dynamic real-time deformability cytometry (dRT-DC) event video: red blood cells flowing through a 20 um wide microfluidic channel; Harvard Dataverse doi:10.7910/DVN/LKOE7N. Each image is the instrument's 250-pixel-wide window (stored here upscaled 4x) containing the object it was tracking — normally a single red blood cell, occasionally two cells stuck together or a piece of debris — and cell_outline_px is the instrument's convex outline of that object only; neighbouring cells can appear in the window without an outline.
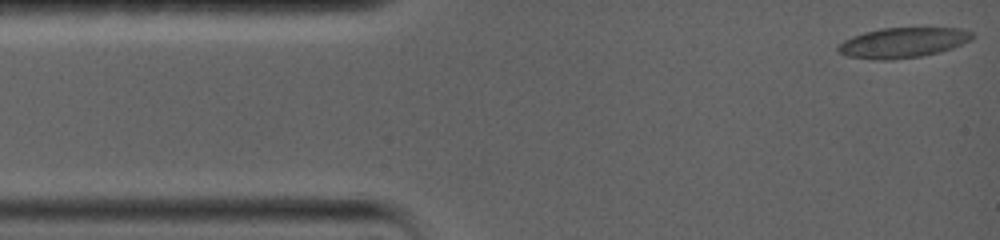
{"species": "common noctule bat (a hibernating species)", "species_latin": "Nyctalus noctula", "temperature_condition": "warm", "stored_images_in_passage": 89, "camera_frame_rate_fps": 5000, "um_per_image_px": 0.085, "animal": {"sex": "female", "body_mass_g": 19.0, "forearm_length_mm": 56.7}, "frame": {"image": 1, "passage_image": 1, "time_ms": 0.0, "image_size_px": [1000, 240], "cell_outline_px": [[972, 40], [952, 48], [940, 52], [920, 56], [892, 60], [876, 60], [848, 56], [840, 52], [836, 48], [836, 44], [852, 36], [864, 32], [880, 28], [960, 28], [972, 32]], "centroid_in_image_um": [76.72, 3.62], "position_along_channel_um": 8.3, "area_um2": 23.64}}
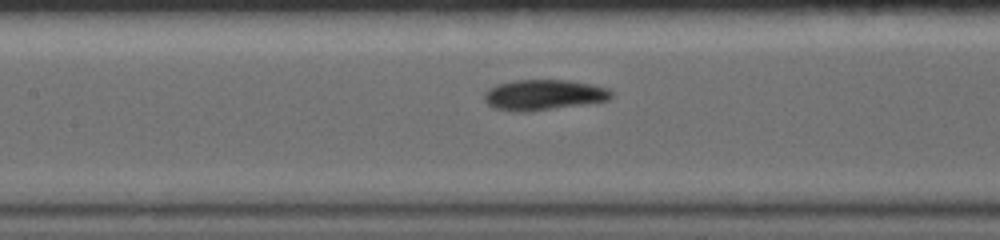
{"frame": {"image": 2, "passage_image": 38, "time_ms": 6.4, "image_size_px": [1000, 240], "cell_outline_px": [[612, 96], [608, 100], [584, 104], [528, 112], [516, 112], [496, 108], [488, 104], [484, 100], [484, 92], [488, 88], [496, 84], [512, 80], [568, 80], [592, 84], [608, 88], [612, 92]], "centroid_in_image_um": [46.18, 8.06], "position_along_channel_um": 161.2, "area_um2": 22.72}}
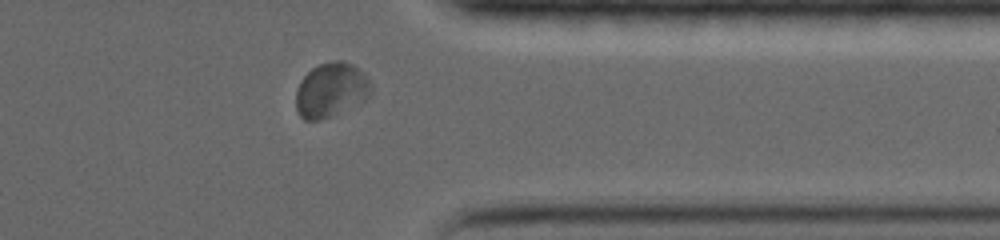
{"frame": {"image": 3, "passage_image": 75, "time_ms": 12.8, "image_size_px": [1000, 240], "cell_outline_px": [[372, 92], [364, 100], [320, 120], [304, 120], [296, 112], [296, 88], [300, 80], [312, 68], [320, 64], [332, 60], [340, 60], [352, 64], [364, 72], [372, 84]], "centroid_in_image_um": [28.12, 7.63], "position_along_channel_um": 383.3, "area_um2": 23.81}, "authors_computed_cell_mechanics": {"area_um2": 22.542, "velocity_mm_per_s": 3.5333, "shape_relaxation_time_tau1_ms": 5.2028, "shape_relaxation_time_tau2_ms": 1.4282, "deformation_change_tau1": 0.1927, "deformation_change_tau2": 0.0639}}